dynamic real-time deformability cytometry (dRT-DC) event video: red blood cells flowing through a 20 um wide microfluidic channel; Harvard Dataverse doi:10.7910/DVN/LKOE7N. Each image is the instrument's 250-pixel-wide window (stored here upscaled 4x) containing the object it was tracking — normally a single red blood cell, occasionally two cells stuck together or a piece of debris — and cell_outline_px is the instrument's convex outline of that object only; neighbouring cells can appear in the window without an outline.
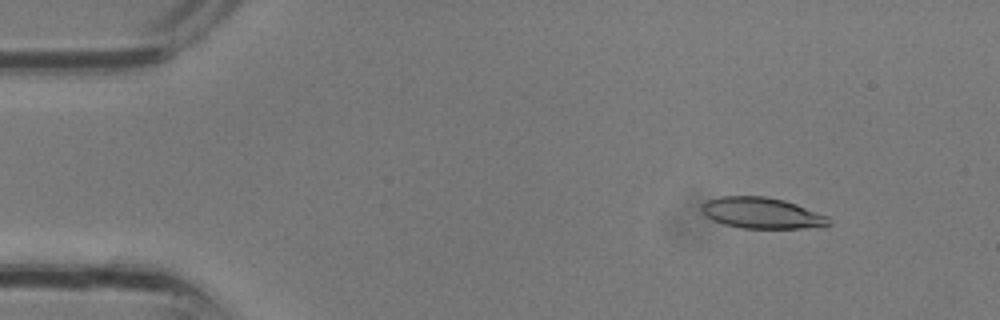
{"species": "common noctule bat (a hibernating species)", "species_latin": "Nyctalus noctula", "temperature_condition": "room temperature", "stored_images_in_passage": 32, "camera_frame_rate_fps": 3000, "um_per_image_px": 0.085, "animal": {"sex": "male", "body_mass_g": 13.3}, "frame": {"image": 1, "passage_image": 4, "time_ms": 1.0, "image_size_px": [1000, 320], "cell_outline_px": [[832, 224], [824, 228], [744, 228], [724, 224], [712, 220], [704, 216], [700, 208], [708, 200], [720, 196], [764, 196], [784, 200], [796, 204], [828, 216]], "centroid_in_image_um": [64.79, 18.12], "position_along_channel_um": 20.2, "area_um2": 23.18}}
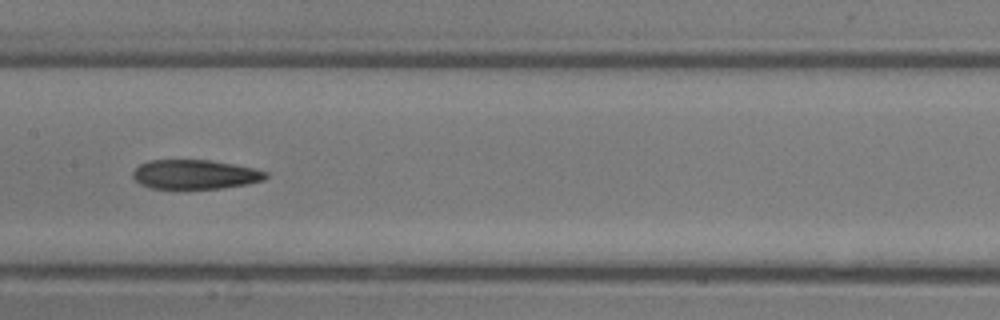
{"frame": {"image": 2, "passage_image": 16, "time_ms": 5.0, "image_size_px": [1000, 320], "cell_outline_px": [[268, 176], [264, 180], [248, 184], [220, 188], [152, 188], [140, 184], [132, 176], [132, 172], [140, 164], [148, 160], [212, 160], [252, 168], [268, 172]], "centroid_in_image_um": [16.58, 14.82], "position_along_channel_um": 190.8, "area_um2": 22.6}}
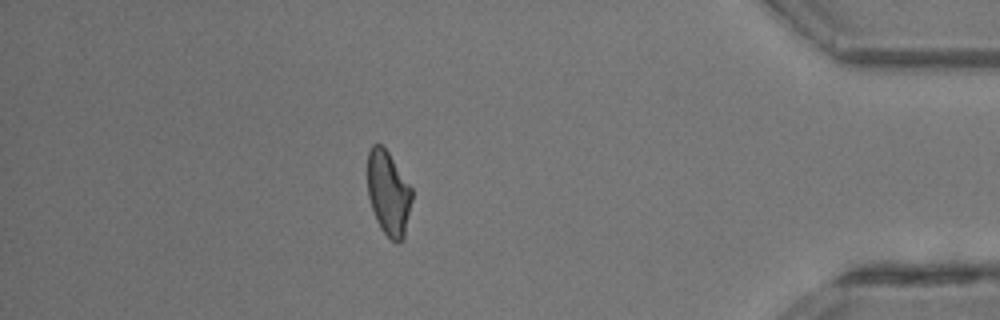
{"frame": {"image": 3, "passage_image": 28, "time_ms": 9.0, "image_size_px": [1000, 320], "cell_outline_px": [[412, 200], [404, 240], [396, 244], [380, 228], [376, 220], [368, 196], [368, 152], [372, 144], [380, 144], [388, 152], [412, 188]], "centroid_in_image_um": [33.02, 16.45], "position_along_channel_um": 402.2, "area_um2": 21.85}}